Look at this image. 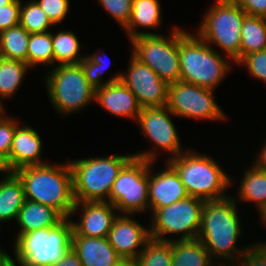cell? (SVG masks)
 <instances>
[{
  "label": "cell",
  "mask_w": 266,
  "mask_h": 266,
  "mask_svg": "<svg viewBox=\"0 0 266 266\" xmlns=\"http://www.w3.org/2000/svg\"><path fill=\"white\" fill-rule=\"evenodd\" d=\"M227 194L222 199L205 200L198 235V239L218 266L235 265L248 248L237 247L243 232L240 222L242 218L238 215V203L233 196Z\"/></svg>",
  "instance_id": "1"
},
{
  "label": "cell",
  "mask_w": 266,
  "mask_h": 266,
  "mask_svg": "<svg viewBox=\"0 0 266 266\" xmlns=\"http://www.w3.org/2000/svg\"><path fill=\"white\" fill-rule=\"evenodd\" d=\"M20 179L25 199L50 206L64 218L75 206L73 177L69 162L21 167L14 171Z\"/></svg>",
  "instance_id": "2"
},
{
  "label": "cell",
  "mask_w": 266,
  "mask_h": 266,
  "mask_svg": "<svg viewBox=\"0 0 266 266\" xmlns=\"http://www.w3.org/2000/svg\"><path fill=\"white\" fill-rule=\"evenodd\" d=\"M214 91L180 80L168 85L166 107L178 118L227 120L226 113L215 101Z\"/></svg>",
  "instance_id": "12"
},
{
  "label": "cell",
  "mask_w": 266,
  "mask_h": 266,
  "mask_svg": "<svg viewBox=\"0 0 266 266\" xmlns=\"http://www.w3.org/2000/svg\"><path fill=\"white\" fill-rule=\"evenodd\" d=\"M52 47L55 66L79 64L85 58V55L80 53L81 43L79 39L75 32L69 29L52 33Z\"/></svg>",
  "instance_id": "27"
},
{
  "label": "cell",
  "mask_w": 266,
  "mask_h": 266,
  "mask_svg": "<svg viewBox=\"0 0 266 266\" xmlns=\"http://www.w3.org/2000/svg\"><path fill=\"white\" fill-rule=\"evenodd\" d=\"M241 182L236 190L237 196L233 197L237 203L254 202L259 216L261 217L266 212V172L259 170L253 164L250 167L244 168ZM238 197V198H237Z\"/></svg>",
  "instance_id": "23"
},
{
  "label": "cell",
  "mask_w": 266,
  "mask_h": 266,
  "mask_svg": "<svg viewBox=\"0 0 266 266\" xmlns=\"http://www.w3.org/2000/svg\"><path fill=\"white\" fill-rule=\"evenodd\" d=\"M56 26L63 22L70 10V0H34Z\"/></svg>",
  "instance_id": "37"
},
{
  "label": "cell",
  "mask_w": 266,
  "mask_h": 266,
  "mask_svg": "<svg viewBox=\"0 0 266 266\" xmlns=\"http://www.w3.org/2000/svg\"><path fill=\"white\" fill-rule=\"evenodd\" d=\"M6 110H0V158L5 161L12 147L13 137L16 127L19 125L18 119L5 114Z\"/></svg>",
  "instance_id": "34"
},
{
  "label": "cell",
  "mask_w": 266,
  "mask_h": 266,
  "mask_svg": "<svg viewBox=\"0 0 266 266\" xmlns=\"http://www.w3.org/2000/svg\"><path fill=\"white\" fill-rule=\"evenodd\" d=\"M71 247L83 266H116L123 259L110 245L107 237L72 235Z\"/></svg>",
  "instance_id": "20"
},
{
  "label": "cell",
  "mask_w": 266,
  "mask_h": 266,
  "mask_svg": "<svg viewBox=\"0 0 266 266\" xmlns=\"http://www.w3.org/2000/svg\"><path fill=\"white\" fill-rule=\"evenodd\" d=\"M205 201L189 196L166 207L154 210L150 215L151 239L163 242L196 239L201 225ZM170 235L171 237H167ZM172 235L179 236L172 238Z\"/></svg>",
  "instance_id": "9"
},
{
  "label": "cell",
  "mask_w": 266,
  "mask_h": 266,
  "mask_svg": "<svg viewBox=\"0 0 266 266\" xmlns=\"http://www.w3.org/2000/svg\"><path fill=\"white\" fill-rule=\"evenodd\" d=\"M173 116L175 117L166 106L141 109L136 122L140 126L143 135L147 136L149 141L158 149L139 151L133 153L134 157L156 162L159 149L170 154L167 160L187 150L182 148L178 130L171 118Z\"/></svg>",
  "instance_id": "13"
},
{
  "label": "cell",
  "mask_w": 266,
  "mask_h": 266,
  "mask_svg": "<svg viewBox=\"0 0 266 266\" xmlns=\"http://www.w3.org/2000/svg\"><path fill=\"white\" fill-rule=\"evenodd\" d=\"M227 59L221 51L209 46L197 33L191 34L179 27L181 81L215 90L233 67L229 63L231 59Z\"/></svg>",
  "instance_id": "3"
},
{
  "label": "cell",
  "mask_w": 266,
  "mask_h": 266,
  "mask_svg": "<svg viewBox=\"0 0 266 266\" xmlns=\"http://www.w3.org/2000/svg\"><path fill=\"white\" fill-rule=\"evenodd\" d=\"M13 0H0V9L3 6L10 4Z\"/></svg>",
  "instance_id": "46"
},
{
  "label": "cell",
  "mask_w": 266,
  "mask_h": 266,
  "mask_svg": "<svg viewBox=\"0 0 266 266\" xmlns=\"http://www.w3.org/2000/svg\"><path fill=\"white\" fill-rule=\"evenodd\" d=\"M261 218V220H262V224L264 225H266V212L260 217Z\"/></svg>",
  "instance_id": "47"
},
{
  "label": "cell",
  "mask_w": 266,
  "mask_h": 266,
  "mask_svg": "<svg viewBox=\"0 0 266 266\" xmlns=\"http://www.w3.org/2000/svg\"><path fill=\"white\" fill-rule=\"evenodd\" d=\"M234 266H266V241L249 244Z\"/></svg>",
  "instance_id": "38"
},
{
  "label": "cell",
  "mask_w": 266,
  "mask_h": 266,
  "mask_svg": "<svg viewBox=\"0 0 266 266\" xmlns=\"http://www.w3.org/2000/svg\"><path fill=\"white\" fill-rule=\"evenodd\" d=\"M166 161L176 170L191 197L205 201L228 196L227 189L232 186L233 179L209 154H199L189 148Z\"/></svg>",
  "instance_id": "4"
},
{
  "label": "cell",
  "mask_w": 266,
  "mask_h": 266,
  "mask_svg": "<svg viewBox=\"0 0 266 266\" xmlns=\"http://www.w3.org/2000/svg\"><path fill=\"white\" fill-rule=\"evenodd\" d=\"M150 163L133 156L118 173L108 199L118 214L135 215L149 210Z\"/></svg>",
  "instance_id": "11"
},
{
  "label": "cell",
  "mask_w": 266,
  "mask_h": 266,
  "mask_svg": "<svg viewBox=\"0 0 266 266\" xmlns=\"http://www.w3.org/2000/svg\"><path fill=\"white\" fill-rule=\"evenodd\" d=\"M25 201L23 185L14 172H6L0 180V225L16 221ZM1 227V226H0Z\"/></svg>",
  "instance_id": "24"
},
{
  "label": "cell",
  "mask_w": 266,
  "mask_h": 266,
  "mask_svg": "<svg viewBox=\"0 0 266 266\" xmlns=\"http://www.w3.org/2000/svg\"><path fill=\"white\" fill-rule=\"evenodd\" d=\"M154 164L155 162H151L149 165L148 194L151 213L190 196L178 173L168 162L162 171L152 173Z\"/></svg>",
  "instance_id": "17"
},
{
  "label": "cell",
  "mask_w": 266,
  "mask_h": 266,
  "mask_svg": "<svg viewBox=\"0 0 266 266\" xmlns=\"http://www.w3.org/2000/svg\"><path fill=\"white\" fill-rule=\"evenodd\" d=\"M252 164L259 170L266 172V140Z\"/></svg>",
  "instance_id": "42"
},
{
  "label": "cell",
  "mask_w": 266,
  "mask_h": 266,
  "mask_svg": "<svg viewBox=\"0 0 266 266\" xmlns=\"http://www.w3.org/2000/svg\"><path fill=\"white\" fill-rule=\"evenodd\" d=\"M30 33L18 25L0 33V56L27 63Z\"/></svg>",
  "instance_id": "29"
},
{
  "label": "cell",
  "mask_w": 266,
  "mask_h": 266,
  "mask_svg": "<svg viewBox=\"0 0 266 266\" xmlns=\"http://www.w3.org/2000/svg\"><path fill=\"white\" fill-rule=\"evenodd\" d=\"M7 172L4 161L0 158V174H5Z\"/></svg>",
  "instance_id": "45"
},
{
  "label": "cell",
  "mask_w": 266,
  "mask_h": 266,
  "mask_svg": "<svg viewBox=\"0 0 266 266\" xmlns=\"http://www.w3.org/2000/svg\"><path fill=\"white\" fill-rule=\"evenodd\" d=\"M27 64L31 69L39 65H54L51 32L30 34L27 50Z\"/></svg>",
  "instance_id": "30"
},
{
  "label": "cell",
  "mask_w": 266,
  "mask_h": 266,
  "mask_svg": "<svg viewBox=\"0 0 266 266\" xmlns=\"http://www.w3.org/2000/svg\"><path fill=\"white\" fill-rule=\"evenodd\" d=\"M0 266H13V258L0 247Z\"/></svg>",
  "instance_id": "43"
},
{
  "label": "cell",
  "mask_w": 266,
  "mask_h": 266,
  "mask_svg": "<svg viewBox=\"0 0 266 266\" xmlns=\"http://www.w3.org/2000/svg\"><path fill=\"white\" fill-rule=\"evenodd\" d=\"M131 216L118 214L107 235L110 245L123 259H136L151 240L149 226L141 225Z\"/></svg>",
  "instance_id": "15"
},
{
  "label": "cell",
  "mask_w": 266,
  "mask_h": 266,
  "mask_svg": "<svg viewBox=\"0 0 266 266\" xmlns=\"http://www.w3.org/2000/svg\"><path fill=\"white\" fill-rule=\"evenodd\" d=\"M171 246L172 266H218L198 238L174 240Z\"/></svg>",
  "instance_id": "25"
},
{
  "label": "cell",
  "mask_w": 266,
  "mask_h": 266,
  "mask_svg": "<svg viewBox=\"0 0 266 266\" xmlns=\"http://www.w3.org/2000/svg\"><path fill=\"white\" fill-rule=\"evenodd\" d=\"M72 234L73 226L68 217L54 227L19 235L13 241V266L18 263V266H51L71 248Z\"/></svg>",
  "instance_id": "5"
},
{
  "label": "cell",
  "mask_w": 266,
  "mask_h": 266,
  "mask_svg": "<svg viewBox=\"0 0 266 266\" xmlns=\"http://www.w3.org/2000/svg\"><path fill=\"white\" fill-rule=\"evenodd\" d=\"M81 211L77 222L72 220L77 212ZM118 215L115 206L106 201L76 202L70 218L73 226L72 235H80L94 238L107 237L112 223Z\"/></svg>",
  "instance_id": "16"
},
{
  "label": "cell",
  "mask_w": 266,
  "mask_h": 266,
  "mask_svg": "<svg viewBox=\"0 0 266 266\" xmlns=\"http://www.w3.org/2000/svg\"><path fill=\"white\" fill-rule=\"evenodd\" d=\"M44 76L46 92L53 108L60 116H67L95 102L92 87L80 64L57 65Z\"/></svg>",
  "instance_id": "8"
},
{
  "label": "cell",
  "mask_w": 266,
  "mask_h": 266,
  "mask_svg": "<svg viewBox=\"0 0 266 266\" xmlns=\"http://www.w3.org/2000/svg\"><path fill=\"white\" fill-rule=\"evenodd\" d=\"M246 66L248 73L256 80L266 83V50L250 53L243 56L236 64Z\"/></svg>",
  "instance_id": "36"
},
{
  "label": "cell",
  "mask_w": 266,
  "mask_h": 266,
  "mask_svg": "<svg viewBox=\"0 0 266 266\" xmlns=\"http://www.w3.org/2000/svg\"><path fill=\"white\" fill-rule=\"evenodd\" d=\"M116 266H137L135 259H121Z\"/></svg>",
  "instance_id": "44"
},
{
  "label": "cell",
  "mask_w": 266,
  "mask_h": 266,
  "mask_svg": "<svg viewBox=\"0 0 266 266\" xmlns=\"http://www.w3.org/2000/svg\"><path fill=\"white\" fill-rule=\"evenodd\" d=\"M95 102L113 116L135 122L142 109L135 95L121 80L95 89Z\"/></svg>",
  "instance_id": "19"
},
{
  "label": "cell",
  "mask_w": 266,
  "mask_h": 266,
  "mask_svg": "<svg viewBox=\"0 0 266 266\" xmlns=\"http://www.w3.org/2000/svg\"><path fill=\"white\" fill-rule=\"evenodd\" d=\"M21 0H13L0 9V33L19 25Z\"/></svg>",
  "instance_id": "39"
},
{
  "label": "cell",
  "mask_w": 266,
  "mask_h": 266,
  "mask_svg": "<svg viewBox=\"0 0 266 266\" xmlns=\"http://www.w3.org/2000/svg\"><path fill=\"white\" fill-rule=\"evenodd\" d=\"M133 154L69 160L76 202L106 201L122 167Z\"/></svg>",
  "instance_id": "6"
},
{
  "label": "cell",
  "mask_w": 266,
  "mask_h": 266,
  "mask_svg": "<svg viewBox=\"0 0 266 266\" xmlns=\"http://www.w3.org/2000/svg\"><path fill=\"white\" fill-rule=\"evenodd\" d=\"M43 142L40 134L31 125H18L13 137L9 157L4 161L6 170H15L32 165L47 163L43 161Z\"/></svg>",
  "instance_id": "18"
},
{
  "label": "cell",
  "mask_w": 266,
  "mask_h": 266,
  "mask_svg": "<svg viewBox=\"0 0 266 266\" xmlns=\"http://www.w3.org/2000/svg\"><path fill=\"white\" fill-rule=\"evenodd\" d=\"M97 4L124 29L130 21L133 0H96Z\"/></svg>",
  "instance_id": "35"
},
{
  "label": "cell",
  "mask_w": 266,
  "mask_h": 266,
  "mask_svg": "<svg viewBox=\"0 0 266 266\" xmlns=\"http://www.w3.org/2000/svg\"><path fill=\"white\" fill-rule=\"evenodd\" d=\"M128 69L121 75V81L132 91L142 108L167 105L168 84L149 66L130 53Z\"/></svg>",
  "instance_id": "14"
},
{
  "label": "cell",
  "mask_w": 266,
  "mask_h": 266,
  "mask_svg": "<svg viewBox=\"0 0 266 266\" xmlns=\"http://www.w3.org/2000/svg\"><path fill=\"white\" fill-rule=\"evenodd\" d=\"M170 34L142 35L130 40L131 53L168 85L180 81L179 27Z\"/></svg>",
  "instance_id": "10"
},
{
  "label": "cell",
  "mask_w": 266,
  "mask_h": 266,
  "mask_svg": "<svg viewBox=\"0 0 266 266\" xmlns=\"http://www.w3.org/2000/svg\"><path fill=\"white\" fill-rule=\"evenodd\" d=\"M30 68L25 62L0 56V109L5 110L4 99H12L18 93Z\"/></svg>",
  "instance_id": "26"
},
{
  "label": "cell",
  "mask_w": 266,
  "mask_h": 266,
  "mask_svg": "<svg viewBox=\"0 0 266 266\" xmlns=\"http://www.w3.org/2000/svg\"><path fill=\"white\" fill-rule=\"evenodd\" d=\"M19 25L25 28L30 34L48 32L51 27H54L48 15L34 0H30L24 4L21 0Z\"/></svg>",
  "instance_id": "32"
},
{
  "label": "cell",
  "mask_w": 266,
  "mask_h": 266,
  "mask_svg": "<svg viewBox=\"0 0 266 266\" xmlns=\"http://www.w3.org/2000/svg\"><path fill=\"white\" fill-rule=\"evenodd\" d=\"M196 33L212 48L217 46L231 59L240 60L241 28L246 12L232 0H215L203 14ZM213 44V45H212Z\"/></svg>",
  "instance_id": "7"
},
{
  "label": "cell",
  "mask_w": 266,
  "mask_h": 266,
  "mask_svg": "<svg viewBox=\"0 0 266 266\" xmlns=\"http://www.w3.org/2000/svg\"><path fill=\"white\" fill-rule=\"evenodd\" d=\"M239 5L248 16L266 18V0H232Z\"/></svg>",
  "instance_id": "40"
},
{
  "label": "cell",
  "mask_w": 266,
  "mask_h": 266,
  "mask_svg": "<svg viewBox=\"0 0 266 266\" xmlns=\"http://www.w3.org/2000/svg\"><path fill=\"white\" fill-rule=\"evenodd\" d=\"M51 266H83L77 253L72 247L64 254V256Z\"/></svg>",
  "instance_id": "41"
},
{
  "label": "cell",
  "mask_w": 266,
  "mask_h": 266,
  "mask_svg": "<svg viewBox=\"0 0 266 266\" xmlns=\"http://www.w3.org/2000/svg\"><path fill=\"white\" fill-rule=\"evenodd\" d=\"M161 9L159 0H133L130 21L123 29L128 40L142 35H157V32H150V29L156 30L162 24ZM139 28L148 29L149 32L140 31Z\"/></svg>",
  "instance_id": "21"
},
{
  "label": "cell",
  "mask_w": 266,
  "mask_h": 266,
  "mask_svg": "<svg viewBox=\"0 0 266 266\" xmlns=\"http://www.w3.org/2000/svg\"><path fill=\"white\" fill-rule=\"evenodd\" d=\"M135 260L137 266H172L171 242L151 239Z\"/></svg>",
  "instance_id": "33"
},
{
  "label": "cell",
  "mask_w": 266,
  "mask_h": 266,
  "mask_svg": "<svg viewBox=\"0 0 266 266\" xmlns=\"http://www.w3.org/2000/svg\"><path fill=\"white\" fill-rule=\"evenodd\" d=\"M63 219L54 208L25 199L16 220L19 226L17 237L32 230L54 227Z\"/></svg>",
  "instance_id": "22"
},
{
  "label": "cell",
  "mask_w": 266,
  "mask_h": 266,
  "mask_svg": "<svg viewBox=\"0 0 266 266\" xmlns=\"http://www.w3.org/2000/svg\"><path fill=\"white\" fill-rule=\"evenodd\" d=\"M263 50H266V18L247 15L241 28L240 59Z\"/></svg>",
  "instance_id": "28"
},
{
  "label": "cell",
  "mask_w": 266,
  "mask_h": 266,
  "mask_svg": "<svg viewBox=\"0 0 266 266\" xmlns=\"http://www.w3.org/2000/svg\"><path fill=\"white\" fill-rule=\"evenodd\" d=\"M106 56L107 55H104V53L102 55L100 54V52H94V54L91 53L90 55H86L85 58L82 59L79 63L82 66L88 83L95 89L103 87L106 84L119 81L121 79L122 72L116 73L113 77H110L108 78V80L103 81L102 75L104 74V72L106 73L107 68L111 62Z\"/></svg>",
  "instance_id": "31"
}]
</instances>
